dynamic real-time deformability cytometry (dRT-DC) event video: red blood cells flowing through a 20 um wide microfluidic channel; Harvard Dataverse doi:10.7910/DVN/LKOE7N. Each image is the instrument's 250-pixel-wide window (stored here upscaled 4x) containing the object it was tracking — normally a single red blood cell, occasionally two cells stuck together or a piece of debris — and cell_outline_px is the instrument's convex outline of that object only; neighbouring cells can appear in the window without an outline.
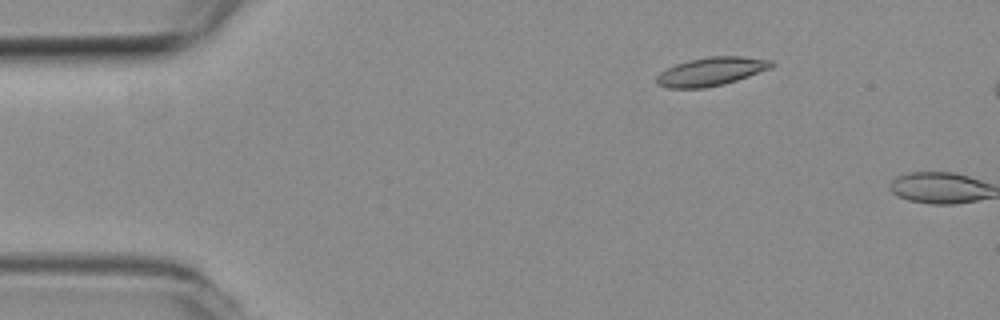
{"species": "common noctule bat (a hibernating species)", "species_latin": "Nyctalus noctula", "temperature_condition": "room temperature", "stored_images_in_passage": 3, "camera_frame_rate_fps": 3000, "um_per_image_px": 0.085, "animal": {"sex": "female", "body_mass_g": 19.3, "forearm_length_mm": 54.1}, "frame": {"image": 1, "passage_image": 2, "time_ms": 0.333, "image_size_px": [1000, 320], "cell_outline_px": [[776, 64], [772, 68], [724, 84], [704, 88], [668, 88], [656, 84], [656, 76], [660, 72], [676, 64], [688, 60], [708, 56], [740, 56], [772, 60]], "centroid_in_image_um": [60.45, 6.07], "position_along_channel_um": 24.5, "area_um2": 19.13}}